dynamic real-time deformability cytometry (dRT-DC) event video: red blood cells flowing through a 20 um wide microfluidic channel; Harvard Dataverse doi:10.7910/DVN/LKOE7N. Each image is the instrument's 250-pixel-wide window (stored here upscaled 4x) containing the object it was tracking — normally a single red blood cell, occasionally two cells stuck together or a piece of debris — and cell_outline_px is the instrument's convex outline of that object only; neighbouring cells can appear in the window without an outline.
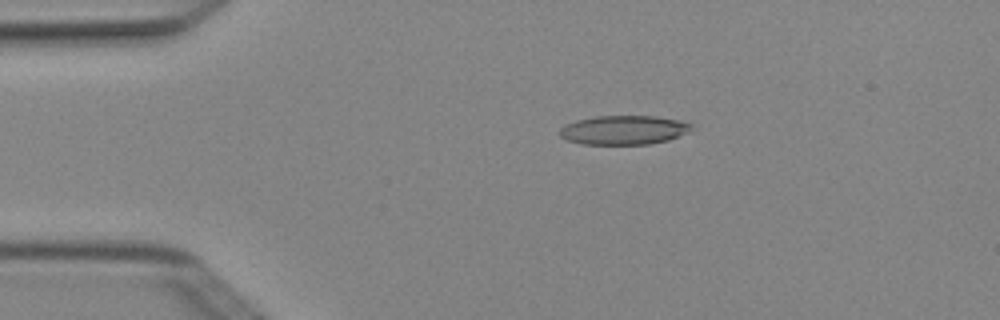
{"species": "Egyptian fruit bat (a non-hibernating species)", "species_latin": "Rousettus aegyptiacus", "temperature_condition": "cold", "stored_images_in_passage": 4, "camera_frame_rate_fps": 3000, "um_per_image_px": 0.085, "animal": {"sex": "female"}, "frame": {"image": 1, "passage_image": 3, "time_ms": 0.667, "image_size_px": [1000, 320], "cell_outline_px": [[692, 128], [688, 132], [668, 140], [648, 144], [580, 144], [568, 140], [560, 136], [560, 128], [564, 124], [576, 120], [596, 116], [656, 116], [680, 120], [692, 124]], "centroid_in_image_um": [53.0, 11.04], "position_along_channel_um": 32.0, "area_um2": 22.37}}
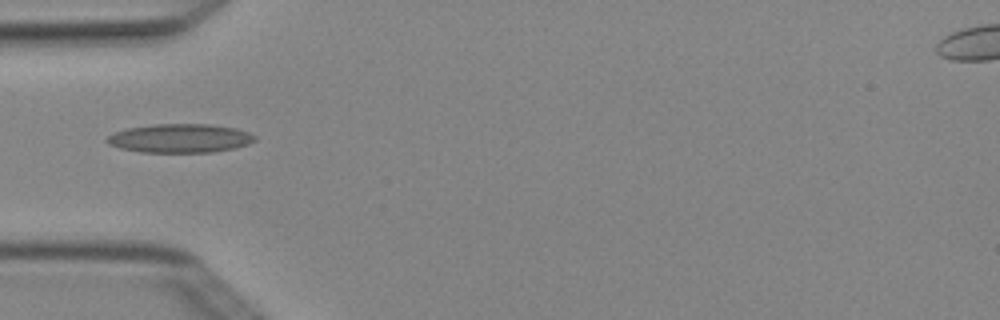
{"frame": {"image": 2, "passage_image": 4, "time_ms": 1.0, "image_size_px": [1000, 320], "cell_outline_px": [[256, 140], [248, 144], [232, 148], [212, 152], [140, 152], [120, 148], [108, 144], [104, 140], [112, 132], [124, 128], [152, 124], [208, 124], [236, 128], [248, 132], [256, 136]], "centroid_in_image_um": [15.24, 11.74], "position_along_channel_um": 69.8, "area_um2": 24.97}}